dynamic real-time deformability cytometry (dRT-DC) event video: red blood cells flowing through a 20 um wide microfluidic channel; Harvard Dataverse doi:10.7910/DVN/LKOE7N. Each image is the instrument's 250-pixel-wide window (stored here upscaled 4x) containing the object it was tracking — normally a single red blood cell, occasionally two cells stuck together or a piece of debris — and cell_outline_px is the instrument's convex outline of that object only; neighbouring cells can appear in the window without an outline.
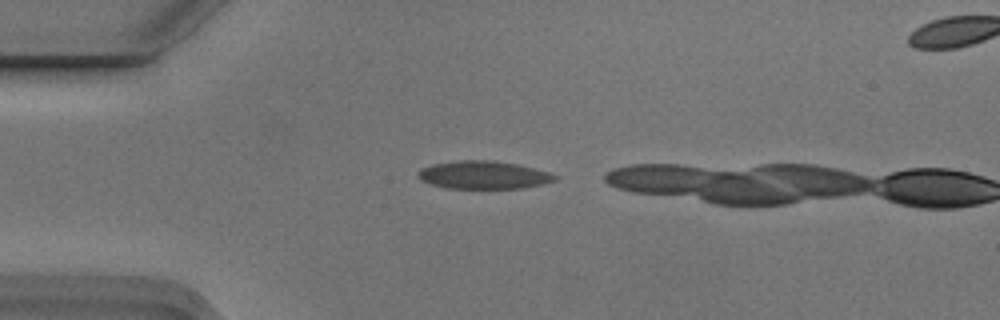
{"species": "Egyptian fruit bat (a non-hibernating species)", "species_latin": "Rousettus aegyptiacus", "temperature_condition": "cold", "stored_images_in_passage": 2, "camera_frame_rate_fps": 3000, "um_per_image_px": 0.085, "animal": {"sex": "male"}, "frame": {"image": 1, "passage_image": 1, "time_ms": 0.0, "image_size_px": [1000, 320], "cell_outline_px": [[556, 180], [544, 184], [520, 188], [448, 188], [432, 184], [420, 180], [416, 176], [420, 168], [432, 164], [456, 160], [492, 160], [516, 164], [548, 172], [556, 176]], "centroid_in_image_um": [41.05, 14.86], "position_along_channel_um": 44.0, "area_um2": 22.2}}